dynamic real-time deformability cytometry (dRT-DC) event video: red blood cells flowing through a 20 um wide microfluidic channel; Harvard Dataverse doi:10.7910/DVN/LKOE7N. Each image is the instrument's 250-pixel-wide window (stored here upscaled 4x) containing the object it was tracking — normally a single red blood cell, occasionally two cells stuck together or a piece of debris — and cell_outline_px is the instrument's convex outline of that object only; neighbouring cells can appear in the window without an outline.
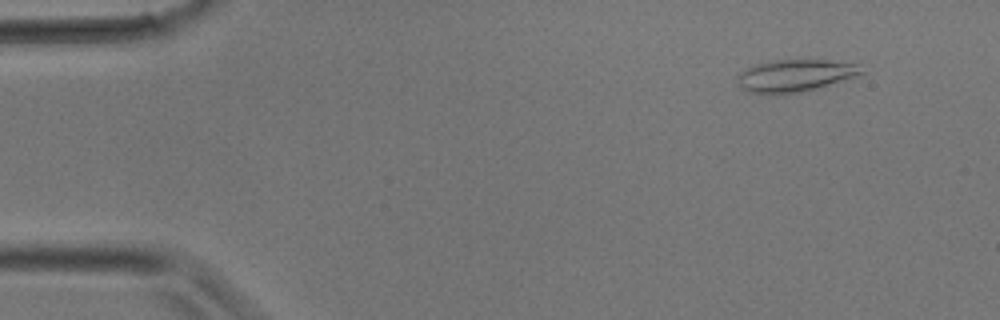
{"species": "common noctule bat (a hibernating species)", "species_latin": "Nyctalus noctula", "temperature_condition": "room temperature", "stored_images_in_passage": 33, "camera_frame_rate_fps": 3000, "um_per_image_px": 0.085, "animal": {"sex": "male", "body_mass_g": 17.9}, "frame": {"image": 1, "passage_image": 3, "time_ms": 0.667, "image_size_px": [1000, 320], "cell_outline_px": [[864, 72], [852, 76], [800, 92], [776, 96], [772, 96], [748, 92], [740, 84], [736, 76], [740, 72], [752, 64], [772, 60], [828, 60], [856, 64]], "centroid_in_image_um": [67.43, 6.43], "position_along_channel_um": 17.6, "area_um2": 23.0}}
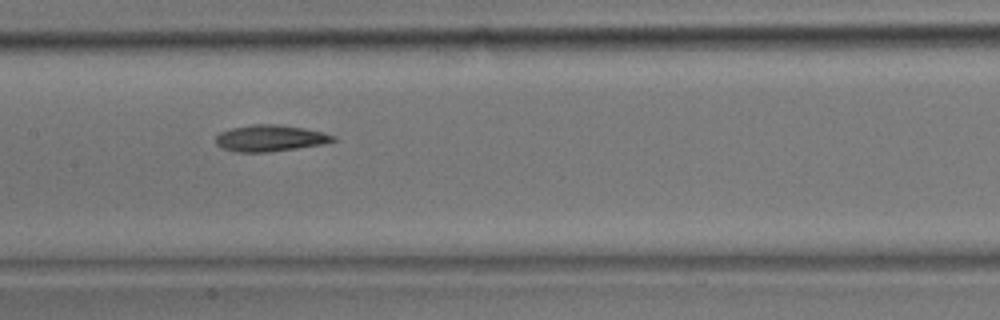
{"frame": {"image": 2, "passage_image": 16, "time_ms": 5.0, "image_size_px": [1000, 320], "cell_outline_px": [[336, 140], [324, 144], [268, 152], [236, 152], [224, 148], [216, 144], [216, 136], [220, 132], [232, 128], [252, 124], [280, 124], [320, 132], [336, 136]], "centroid_in_image_um": [22.94, 11.75], "position_along_channel_um": 184.5, "area_um2": 17.86}}
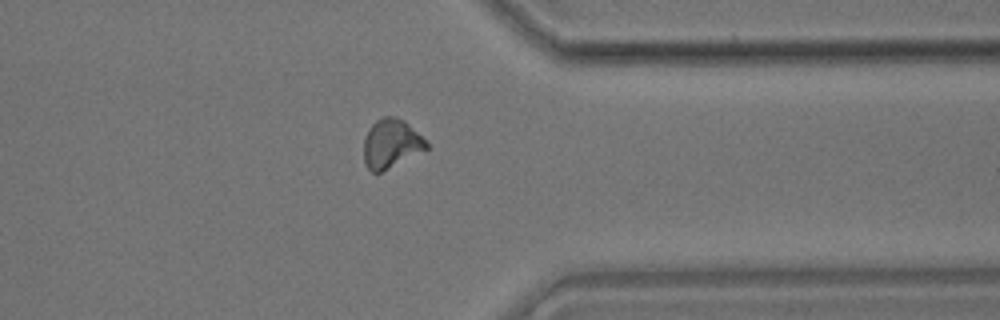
{"frame": {"image": 3, "passage_image": 26, "time_ms": 8.333, "image_size_px": [1000, 320], "cell_outline_px": [[428, 148], [380, 172], [372, 172], [368, 168], [364, 160], [364, 140], [368, 128], [376, 120], [384, 116], [396, 116], [404, 120], [428, 144]], "centroid_in_image_um": [33.21, 12.18], "position_along_channel_um": 378.2, "area_um2": 17.46}}